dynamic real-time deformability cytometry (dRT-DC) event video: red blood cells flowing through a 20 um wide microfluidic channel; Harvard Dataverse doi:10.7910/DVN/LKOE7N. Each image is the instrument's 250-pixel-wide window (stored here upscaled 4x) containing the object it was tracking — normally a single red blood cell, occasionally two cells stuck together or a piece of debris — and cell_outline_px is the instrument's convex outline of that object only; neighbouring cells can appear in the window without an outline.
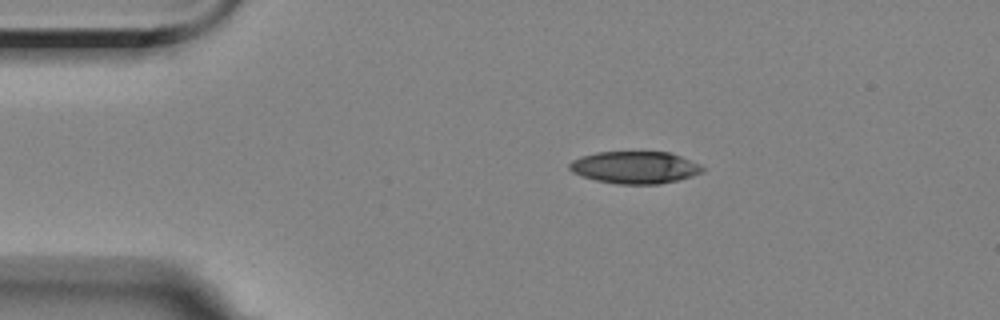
{"species": "Egyptian fruit bat (a non-hibernating species)", "species_latin": "Rousettus aegyptiacus", "temperature_condition": "room temperature", "stored_images_in_passage": 7, "camera_frame_rate_fps": 3000, "um_per_image_px": 0.085, "animal": {"sex": "female"}, "frame": {"image": 1, "passage_image": 1, "time_ms": 0.0, "image_size_px": [1000, 320], "cell_outline_px": [[704, 172], [692, 176], [660, 184], [616, 184], [596, 180], [572, 172], [568, 168], [568, 164], [572, 160], [580, 156], [596, 152], [668, 152], [680, 156], [700, 164], [704, 168]], "centroid_in_image_um": [53.95, 14.23], "position_along_channel_um": 31.0, "area_um2": 24.97}}
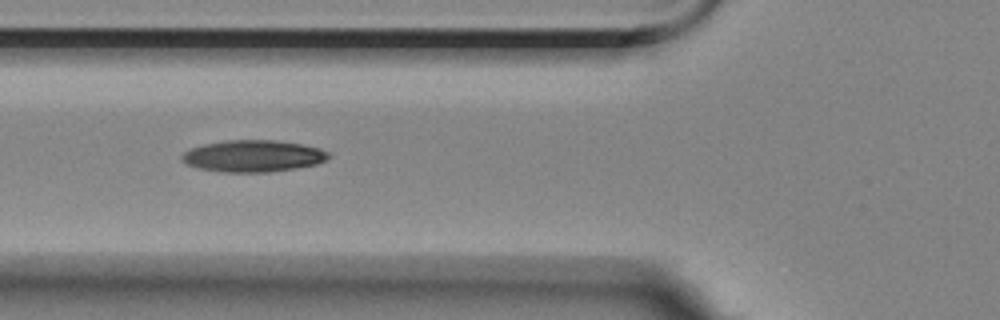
{"frame": {"image": 2, "passage_image": 4, "time_ms": 3.333, "image_size_px": [1000, 320], "cell_outline_px": [[332, 156], [316, 164], [296, 168], [268, 172], [224, 172], [200, 168], [188, 164], [180, 160], [180, 156], [184, 152], [192, 148], [204, 144], [228, 140], [272, 140], [300, 144], [320, 148], [332, 152]], "centroid_in_image_um": [21.54, 13.26], "position_along_channel_um": 104.3, "area_um2": 27.05}}
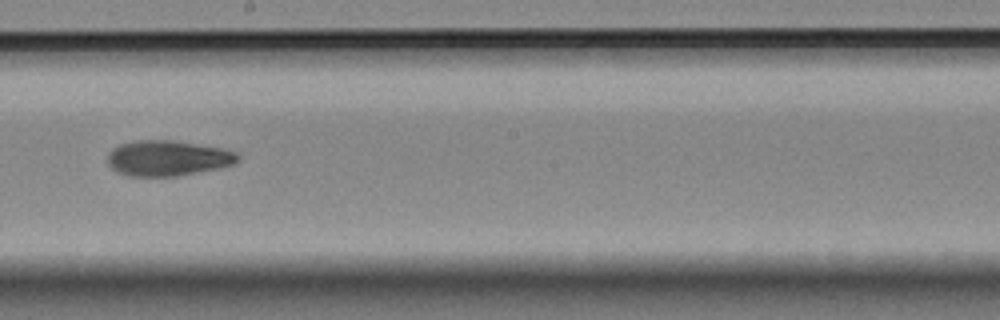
{"frame": {"image": 3, "passage_image": 7, "time_ms": 7.0, "image_size_px": [1000, 320], "cell_outline_px": [[240, 160], [232, 164], [216, 168], [176, 176], [128, 176], [116, 172], [108, 164], [108, 152], [112, 148], [120, 144], [136, 140], [172, 140], [220, 148], [236, 152], [240, 156]], "centroid_in_image_um": [14.21, 13.44], "position_along_channel_um": 234.0, "area_um2": 26.76}}